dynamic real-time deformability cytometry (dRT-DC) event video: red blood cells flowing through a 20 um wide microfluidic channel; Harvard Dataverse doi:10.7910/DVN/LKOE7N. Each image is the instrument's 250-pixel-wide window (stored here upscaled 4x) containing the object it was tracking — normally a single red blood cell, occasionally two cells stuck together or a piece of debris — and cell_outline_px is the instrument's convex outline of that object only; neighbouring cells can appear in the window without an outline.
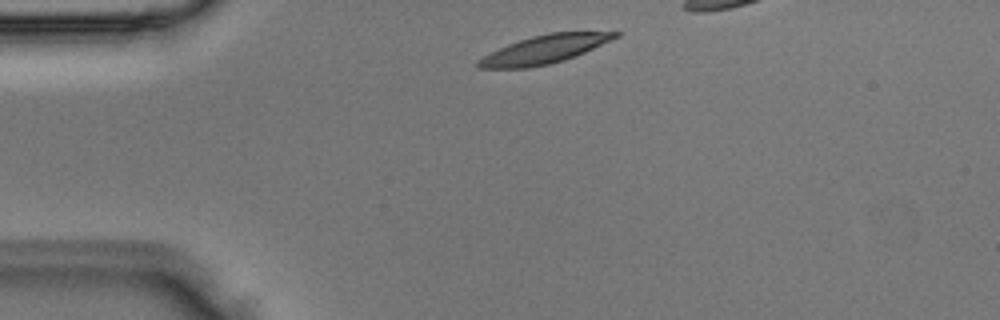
{"species": "Egyptian fruit bat (a non-hibernating species)", "species_latin": "Rousettus aegyptiacus", "temperature_condition": "room temperature", "stored_images_in_passage": 3, "camera_frame_rate_fps": 3000, "um_per_image_px": 0.085, "animal": {"sex": "male"}, "frame": {"image": 1, "passage_image": 1, "time_ms": 0.0, "image_size_px": [1000, 320], "cell_outline_px": [[620, 36], [576, 56], [564, 60], [548, 64], [528, 68], [476, 68], [476, 60], [508, 44], [532, 36], [548, 32], [620, 32]], "centroid_in_image_um": [46.26, 4.2], "position_along_channel_um": 38.7, "area_um2": 22.37}}
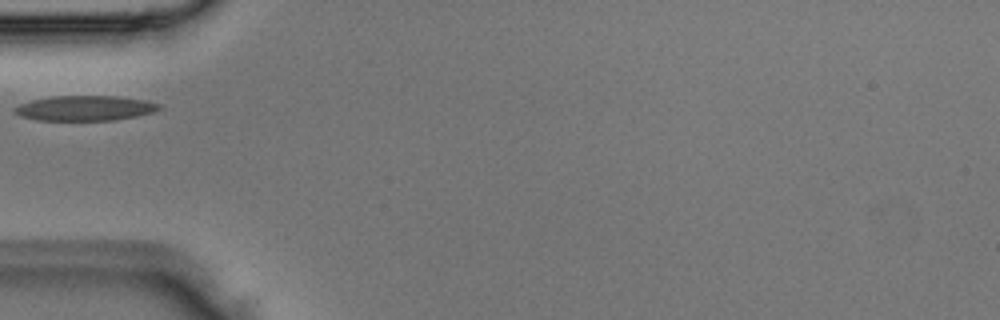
{"frame": {"image": 2, "passage_image": 3, "time_ms": 0.667, "image_size_px": [1000, 320], "cell_outline_px": [[164, 108], [156, 112], [116, 120], [40, 120], [20, 116], [12, 112], [12, 108], [20, 104], [32, 100], [52, 96], [116, 96], [144, 100], [160, 104]], "centroid_in_image_um": [7.24, 9.19], "position_along_channel_um": 77.8, "area_um2": 21.21}}